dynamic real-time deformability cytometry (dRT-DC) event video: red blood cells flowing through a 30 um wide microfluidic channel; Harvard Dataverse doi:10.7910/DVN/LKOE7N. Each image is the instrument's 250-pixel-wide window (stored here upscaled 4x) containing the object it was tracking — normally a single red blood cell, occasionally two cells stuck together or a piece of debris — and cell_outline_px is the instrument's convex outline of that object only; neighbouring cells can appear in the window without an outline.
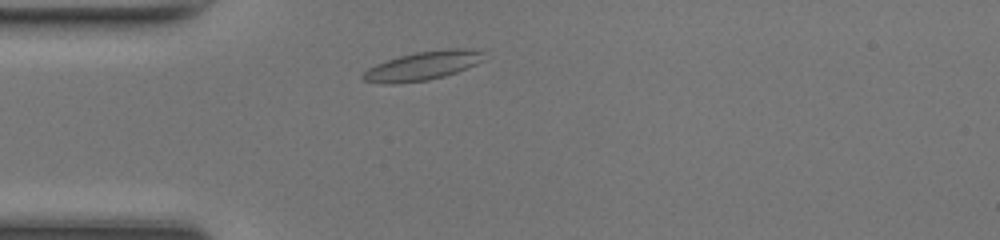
{"species": "common noctule bat (a hibernating species)", "species_latin": "Nyctalus noctula", "temperature_condition": "room temperature", "stored_images_in_passage": 40, "camera_frame_rate_fps": 3000, "um_per_image_px": 0.085, "animal": {"sex": "female", "body_mass_g": 17.0, "forearm_length_mm": 48.0}, "frame": {"image": 1, "passage_image": 4, "time_ms": 1.0, "image_size_px": [1000, 240], "cell_outline_px": [[484, 60], [476, 64], [456, 72], [444, 76], [428, 80], [392, 84], [380, 84], [364, 80], [360, 76], [368, 68], [376, 64], [400, 56], [416, 52], [448, 48], [460, 48], [484, 52]], "centroid_in_image_um": [35.91, 5.6], "position_along_channel_um": 49.1, "area_um2": 20.17}}
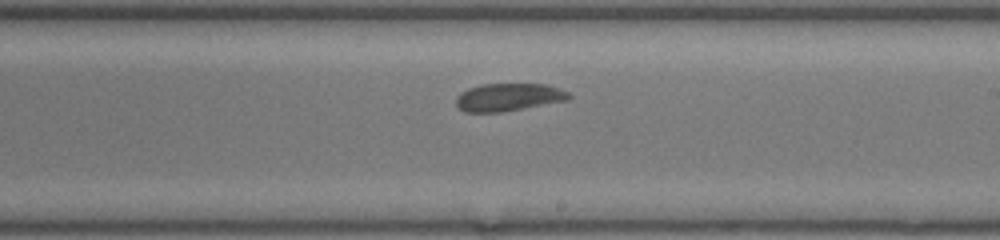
{"frame": {"image": 2, "passage_image": 19, "time_ms": 6.0, "image_size_px": [1000, 240], "cell_outline_px": [[572, 96], [568, 100], [500, 112], [464, 112], [456, 104], [456, 96], [460, 92], [468, 88], [480, 84], [544, 84], [560, 88], [568, 92]], "centroid_in_image_um": [43.2, 8.25], "position_along_channel_um": 245.8, "area_um2": 18.21}}
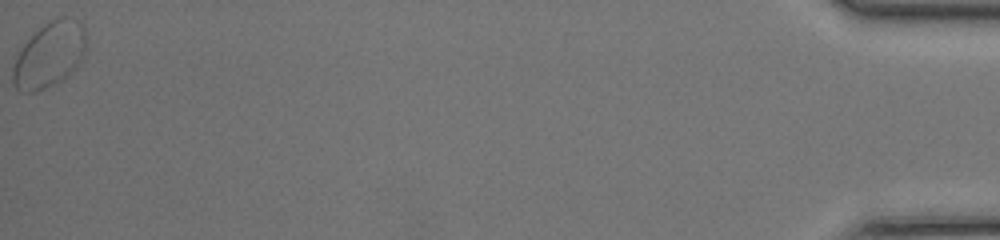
{"frame": {"image": 3, "passage_image": 40, "time_ms": 13.0, "image_size_px": [1000, 240], "cell_outline_px": [[88, 44], [84, 56], [76, 68], [68, 76], [44, 88], [32, 92], [20, 92], [16, 88], [12, 80], [12, 68], [24, 44], [44, 24], [60, 16], [68, 16], [84, 24], [88, 40]], "centroid_in_image_um": [4.27, 4.64], "position_along_channel_um": 430.9, "area_um2": 27.98}, "authors_computed_cell_mechanics": {"area_um2": 18.6405, "velocity_mm_per_s": 4.1825, "shape_relaxation_time_tau1_ms": 1.4034, "shape_relaxation_time_tau2_ms": 2.6031, "deformation_change_tau1": 0.0629, "deformation_change_tau2": 0.0682}}